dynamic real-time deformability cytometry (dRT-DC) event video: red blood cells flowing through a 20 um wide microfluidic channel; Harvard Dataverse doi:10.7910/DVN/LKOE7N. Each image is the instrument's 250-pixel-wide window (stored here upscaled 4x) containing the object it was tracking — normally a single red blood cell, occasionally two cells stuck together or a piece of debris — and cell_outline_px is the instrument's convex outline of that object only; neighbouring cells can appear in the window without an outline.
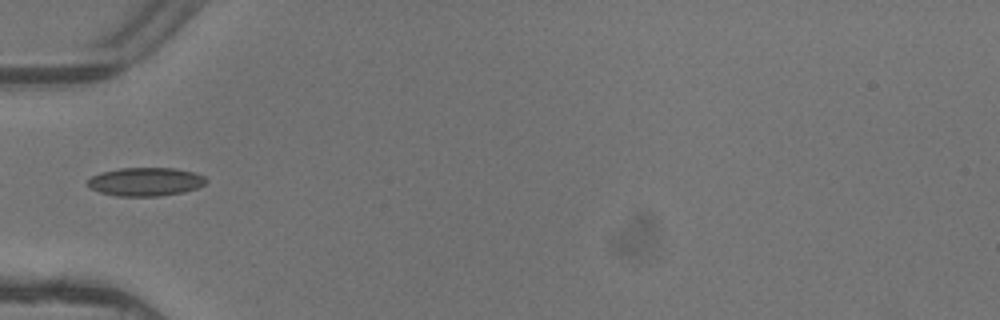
{"species": "common noctule bat (a hibernating species)", "species_latin": "Nyctalus noctula", "temperature_condition": "warm", "stored_images_in_passage": 2, "camera_frame_rate_fps": 3000, "um_per_image_px": 0.085, "animal": {"sex": "female"}, "frame": {"image": 1, "passage_image": 1, "time_ms": 0.0, "image_size_px": [1000, 320], "cell_outline_px": [[208, 180], [204, 184], [196, 188], [184, 192], [160, 196], [116, 196], [100, 192], [92, 188], [88, 184], [88, 180], [92, 176], [100, 172], [120, 168], [176, 168], [196, 172], [204, 176]], "centroid_in_image_um": [12.4, 15.44], "position_along_channel_um": 72.6, "area_um2": 19.71}}
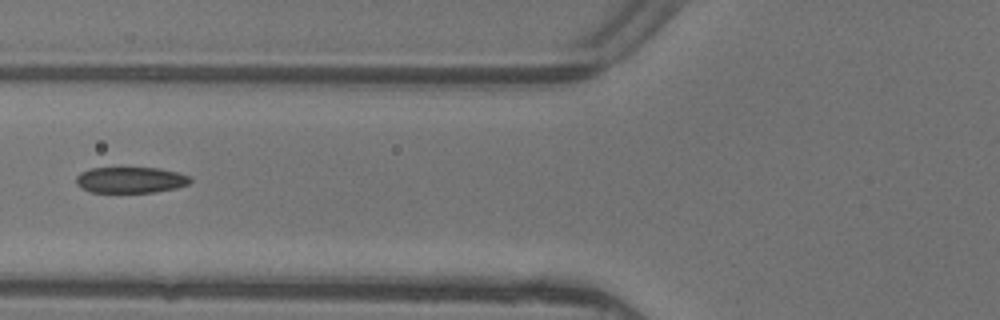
{"frame": {"image": 2, "passage_image": 2, "time_ms": 0.333, "image_size_px": [1000, 320], "cell_outline_px": [[192, 180], [188, 184], [176, 188], [156, 192], [92, 192], [80, 188], [76, 184], [76, 176], [80, 172], [92, 168], [160, 168], [176, 172], [188, 176]], "centroid_in_image_um": [11.07, 15.3], "position_along_channel_um": 114.7, "area_um2": 17.28}}